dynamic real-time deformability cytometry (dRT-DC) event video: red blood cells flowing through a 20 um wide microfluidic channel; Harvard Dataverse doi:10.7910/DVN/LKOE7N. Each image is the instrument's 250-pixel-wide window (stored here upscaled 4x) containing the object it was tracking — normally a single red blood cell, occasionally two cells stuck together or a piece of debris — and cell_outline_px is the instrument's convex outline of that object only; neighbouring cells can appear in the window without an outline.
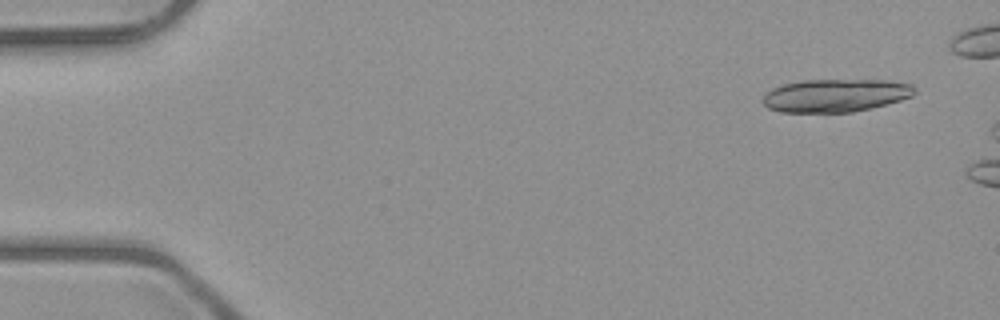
{"species": "common noctule bat (a hibernating species)", "species_latin": "Nyctalus noctula", "temperature_condition": "room temperature", "stored_images_in_passage": 3, "camera_frame_rate_fps": 3000, "um_per_image_px": 0.085, "animal": {"sex": "male", "body_mass_g": 23.1, "forearm_length_mm": 52.7}, "frame": {"image": 1, "passage_image": 1, "time_ms": 0.0, "image_size_px": [1000, 320], "cell_outline_px": [[916, 92], [912, 96], [900, 100], [872, 108], [852, 112], [780, 112], [768, 108], [760, 100], [764, 92], [772, 88], [784, 84], [804, 80], [888, 80], [912, 84], [916, 88]], "centroid_in_image_um": [71.0, 8.11], "position_along_channel_um": 14.0, "area_um2": 29.42}}